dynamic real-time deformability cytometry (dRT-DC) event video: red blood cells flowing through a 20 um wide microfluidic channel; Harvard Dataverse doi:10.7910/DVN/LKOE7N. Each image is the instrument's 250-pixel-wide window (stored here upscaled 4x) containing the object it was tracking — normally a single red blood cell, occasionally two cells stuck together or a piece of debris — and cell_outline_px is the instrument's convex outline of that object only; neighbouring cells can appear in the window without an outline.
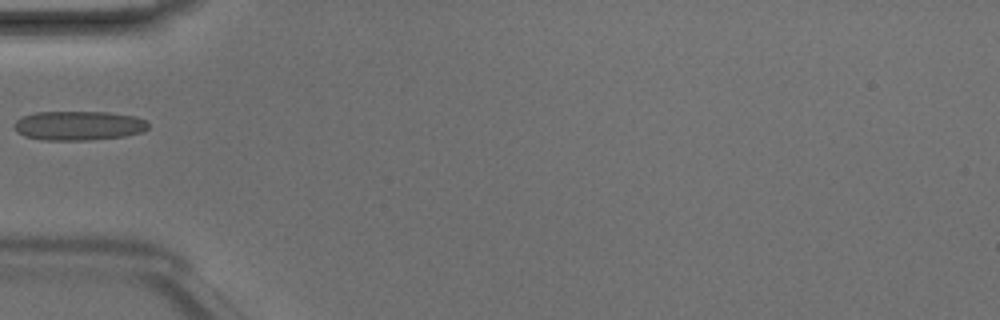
{"species": "Egyptian fruit bat (a non-hibernating species)", "species_latin": "Rousettus aegyptiacus", "temperature_condition": "room temperature", "stored_images_in_passage": 33, "camera_frame_rate_fps": 3000, "um_per_image_px": 0.085, "animal": {"sex": "male"}, "frame": {"image": 1, "passage_image": 1, "time_ms": 0.0, "image_size_px": [1000, 320], "cell_outline_px": [[148, 128], [140, 132], [124, 136], [88, 140], [44, 140], [24, 136], [16, 132], [12, 124], [20, 116], [36, 112], [108, 112], [136, 116], [144, 120], [148, 124]], "centroid_in_image_um": [6.62, 10.67], "position_along_channel_um": 78.4, "area_um2": 23.0}}
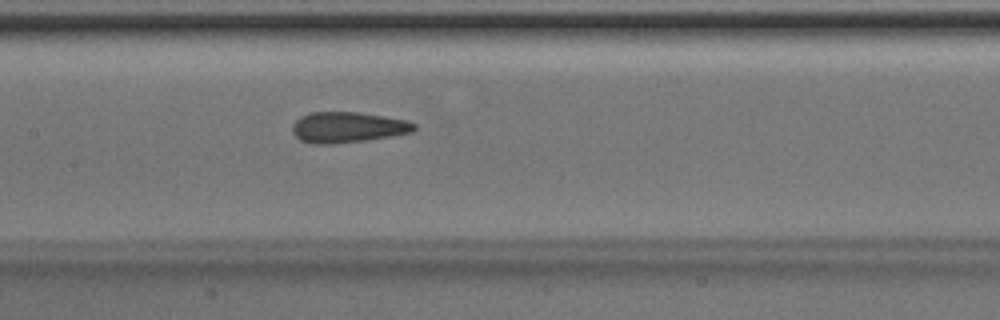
{"frame": {"image": 2, "passage_image": 8, "time_ms": 2.333, "image_size_px": [1000, 320], "cell_outline_px": [[416, 128], [412, 132], [364, 140], [332, 144], [312, 144], [300, 140], [292, 132], [292, 124], [300, 116], [312, 112], [360, 112], [408, 120], [416, 124]], "centroid_in_image_um": [29.53, 10.81], "position_along_channel_um": 177.9, "area_um2": 21.79}}
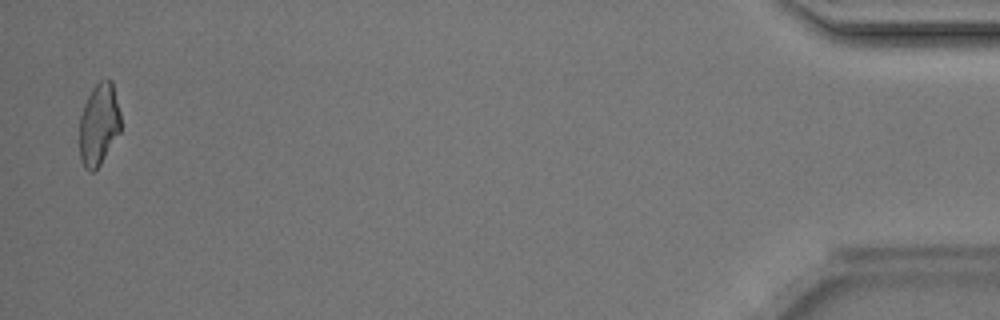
{"frame": {"image": 3, "passage_image": 32, "time_ms": 10.333, "image_size_px": [1000, 320], "cell_outline_px": [[120, 132], [100, 164], [92, 172], [84, 168], [80, 160], [80, 116], [84, 104], [92, 88], [104, 76], [112, 80], [120, 112]], "centroid_in_image_um": [8.4, 10.53], "position_along_channel_um": 426.8, "area_um2": 19.77}}